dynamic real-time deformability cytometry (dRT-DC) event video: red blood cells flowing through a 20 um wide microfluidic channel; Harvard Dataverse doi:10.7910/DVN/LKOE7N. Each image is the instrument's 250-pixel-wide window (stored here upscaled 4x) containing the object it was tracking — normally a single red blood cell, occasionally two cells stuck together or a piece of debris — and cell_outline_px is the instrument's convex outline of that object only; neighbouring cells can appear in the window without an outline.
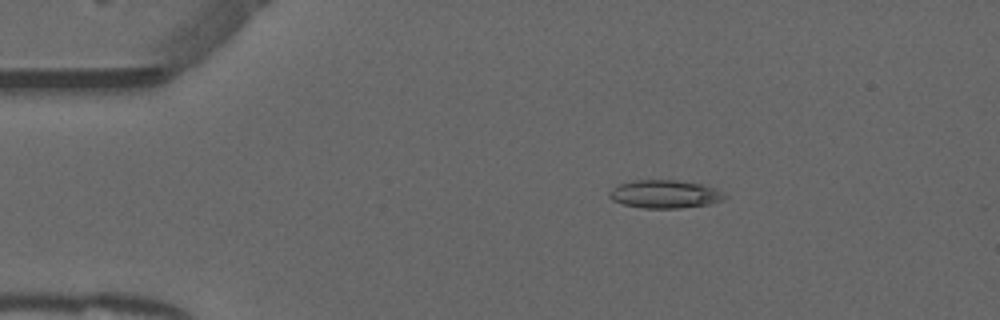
{"species": "common noctule bat (a hibernating species)", "species_latin": "Nyctalus noctula", "temperature_condition": "warm", "stored_images_in_passage": 53, "camera_frame_rate_fps": 3000, "um_per_image_px": 0.085, "animal": {"sex": "male", "forearm_length_mm": 52.5}, "frame": {"image": 1, "passage_image": 10, "time_ms": 3.0, "image_size_px": [1000, 320], "cell_outline_px": [[728, 196], [724, 200], [708, 204], [680, 208], [644, 208], [624, 204], [612, 200], [608, 196], [608, 192], [612, 188], [620, 184], [632, 180], [676, 180], [700, 184], [724, 192]], "centroid_in_image_um": [56.5, 16.5], "position_along_channel_um": 28.5, "area_um2": 18.84}}
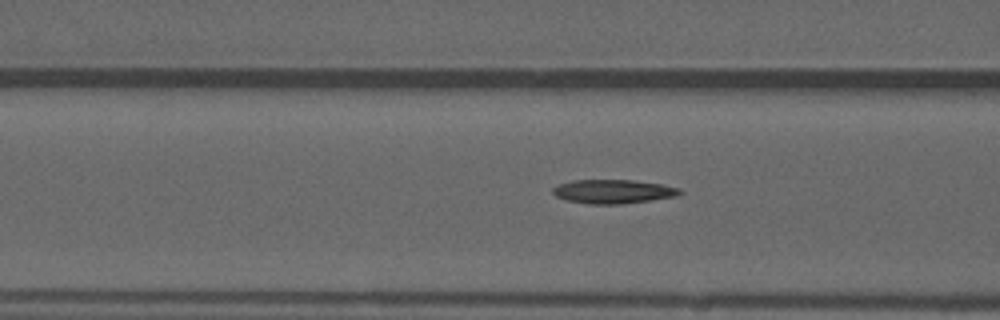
{"frame": {"image": 2, "passage_image": 21, "time_ms": 6.667, "image_size_px": [1000, 320], "cell_outline_px": [[684, 192], [676, 196], [652, 200], [620, 204], [588, 204], [568, 200], [556, 196], [552, 192], [552, 188], [560, 184], [572, 180], [632, 180], [660, 184], [680, 188]], "centroid_in_image_um": [52.13, 16.28], "position_along_channel_um": 114.5, "area_um2": 17.63}}
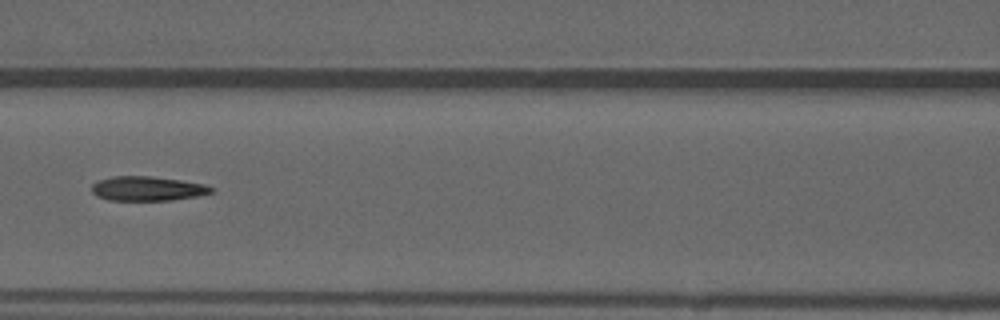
{"frame": {"image": 3, "passage_image": 24, "time_ms": 7.667, "image_size_px": [1000, 320], "cell_outline_px": [[216, 188], [212, 192], [196, 196], [172, 200], [108, 200], [96, 196], [92, 192], [92, 184], [100, 180], [112, 176], [152, 176], [180, 180], [204, 184]], "centroid_in_image_um": [12.53, 16.03], "position_along_channel_um": 154.1, "area_um2": 16.99}, "authors_computed_cell_mechanics": {"area_um2": 17.7446, "velocity_mm_per_s": 3.9321, "shape_relaxation_time_tau1_ms": null, "shape_relaxation_time_tau2_ms": 3.6175, "deformation_change_tau1": null, "deformation_change_tau2": 0.1348}}